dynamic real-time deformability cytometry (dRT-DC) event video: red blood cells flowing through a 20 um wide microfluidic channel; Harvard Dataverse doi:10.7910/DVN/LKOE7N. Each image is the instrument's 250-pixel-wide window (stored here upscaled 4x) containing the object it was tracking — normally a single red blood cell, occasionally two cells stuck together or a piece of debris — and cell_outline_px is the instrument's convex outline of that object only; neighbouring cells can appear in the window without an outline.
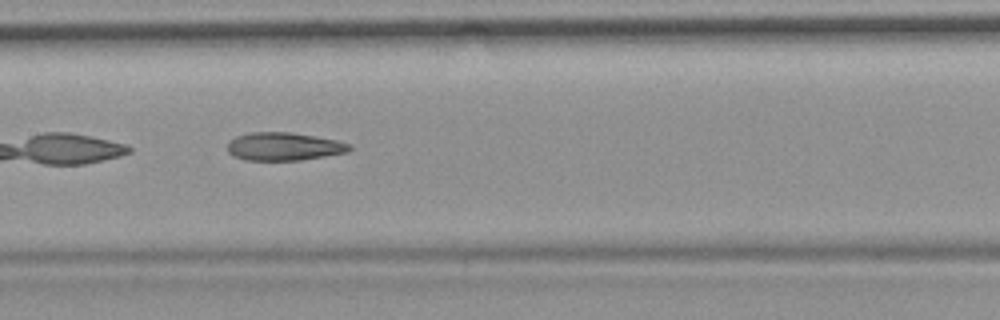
{"species": "common noctule bat (a hibernating species)", "species_latin": "Nyctalus noctula", "temperature_condition": "room temperature", "stored_images_in_passage": 13, "camera_frame_rate_fps": 3000, "um_per_image_px": 0.085, "animal": {"sex": "female", "body_mass_g": 19.9}, "frame": {"image": 1, "passage_image": 10, "time_ms": 3.0, "image_size_px": [1000, 320], "cell_outline_px": [[352, 148], [348, 152], [300, 160], [248, 160], [232, 156], [228, 152], [228, 140], [236, 136], [248, 132], [292, 132], [336, 140], [352, 144]], "centroid_in_image_um": [24.11, 12.44], "position_along_channel_um": 183.3, "area_um2": 20.06}}